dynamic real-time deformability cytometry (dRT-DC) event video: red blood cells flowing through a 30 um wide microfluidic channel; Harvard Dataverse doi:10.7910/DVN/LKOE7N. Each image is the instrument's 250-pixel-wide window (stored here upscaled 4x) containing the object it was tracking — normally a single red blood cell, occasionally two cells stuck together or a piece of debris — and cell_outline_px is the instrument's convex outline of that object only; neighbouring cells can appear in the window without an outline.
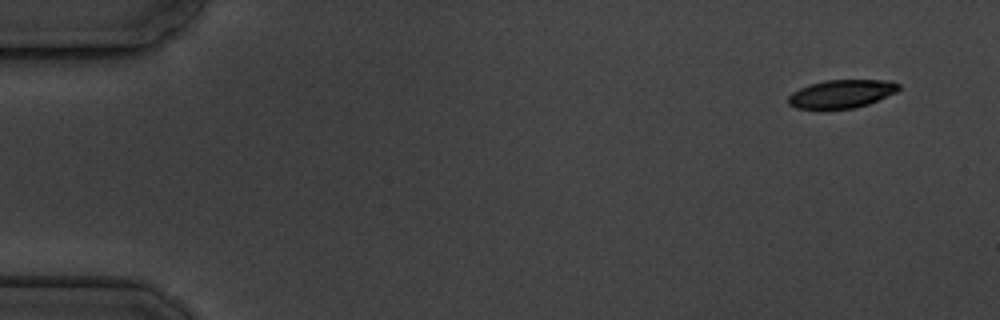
{"species": "common noctule bat (a hibernating species)", "species_latin": "Nyctalus noctula", "temperature_condition": "cold", "stored_images_in_passage": 4, "camera_frame_rate_fps": 3000, "um_per_image_px": 0.085, "animal": {"sex": "male", "body_mass_g": 19.5, "forearm_length_mm": 54.6}, "frame": {"image": 1, "passage_image": 1, "time_ms": 0.0, "image_size_px": [1000, 320], "cell_outline_px": [[900, 88], [896, 92], [868, 104], [856, 108], [796, 108], [788, 104], [788, 96], [792, 92], [808, 84], [824, 80], [892, 80], [900, 84]], "centroid_in_image_um": [71.54, 7.96], "position_along_channel_um": 13.5, "area_um2": 18.15}}